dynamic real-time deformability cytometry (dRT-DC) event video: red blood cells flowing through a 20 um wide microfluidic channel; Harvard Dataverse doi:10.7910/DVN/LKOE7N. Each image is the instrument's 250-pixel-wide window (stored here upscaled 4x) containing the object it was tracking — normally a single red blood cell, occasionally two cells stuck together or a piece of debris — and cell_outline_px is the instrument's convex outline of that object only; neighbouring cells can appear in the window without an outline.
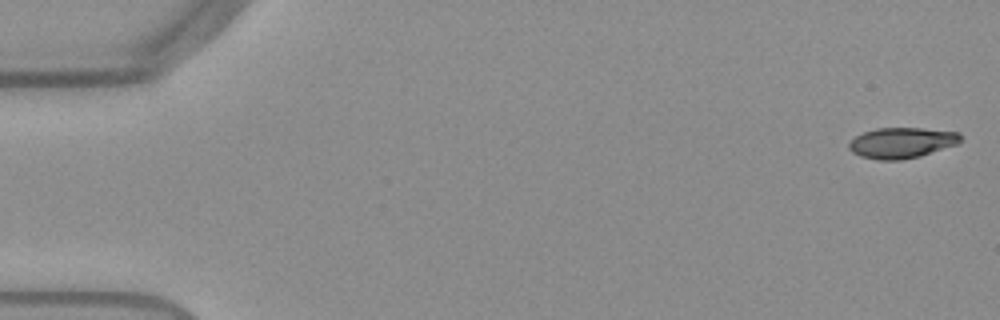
{"species": "Egyptian fruit bat (a non-hibernating species)", "species_latin": "Rousettus aegyptiacus", "temperature_condition": "warm", "stored_images_in_passage": 54, "camera_frame_rate_fps": 3000, "um_per_image_px": 0.085, "frame": {"image": 1, "passage_image": 2, "time_ms": 0.333, "image_size_px": [1000, 320], "cell_outline_px": [[960, 140], [956, 144], [920, 156], [900, 160], [876, 160], [860, 156], [852, 152], [848, 148], [848, 144], [856, 136], [864, 132], [876, 128], [924, 128], [960, 132]], "centroid_in_image_um": [76.62, 12.14], "position_along_channel_um": 8.4, "area_um2": 19.88}}
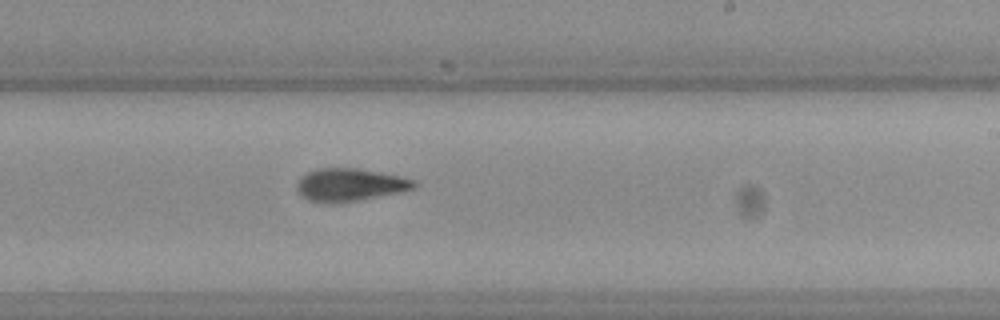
{"frame": {"image": 2, "passage_image": 33, "time_ms": 10.667, "image_size_px": [1000, 320], "cell_outline_px": [[420, 184], [416, 188], [400, 192], [356, 200], [308, 200], [296, 188], [296, 184], [300, 176], [316, 168], [356, 168], [380, 172], [400, 176], [416, 180]], "centroid_in_image_um": [29.81, 15.65], "position_along_channel_um": 259.2, "area_um2": 21.73}}
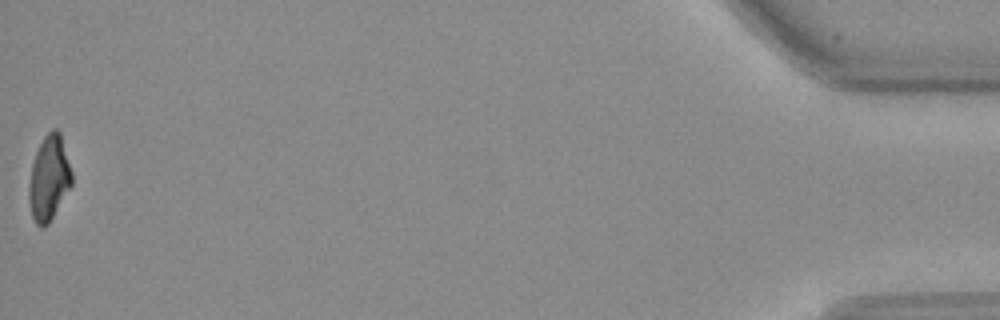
{"frame": {"image": 3, "passage_image": 54, "time_ms": 17.667, "image_size_px": [1000, 320], "cell_outline_px": [[72, 184], [48, 224], [40, 228], [36, 224], [32, 216], [28, 200], [28, 188], [32, 164], [36, 152], [44, 136], [52, 128], [56, 128], [60, 132], [72, 172]], "centroid_in_image_um": [4.16, 15.14], "position_along_channel_um": 431.0, "area_um2": 21.1}, "authors_computed_cell_mechanics": {"area_um2": 21.7617, "velocity_mm_per_s": 3.8431, "shape_relaxation_time_tau1_ms": null, "shape_relaxation_time_tau2_ms": 3.7507, "deformation_change_tau1": null, "deformation_change_tau2": 0.1092}}